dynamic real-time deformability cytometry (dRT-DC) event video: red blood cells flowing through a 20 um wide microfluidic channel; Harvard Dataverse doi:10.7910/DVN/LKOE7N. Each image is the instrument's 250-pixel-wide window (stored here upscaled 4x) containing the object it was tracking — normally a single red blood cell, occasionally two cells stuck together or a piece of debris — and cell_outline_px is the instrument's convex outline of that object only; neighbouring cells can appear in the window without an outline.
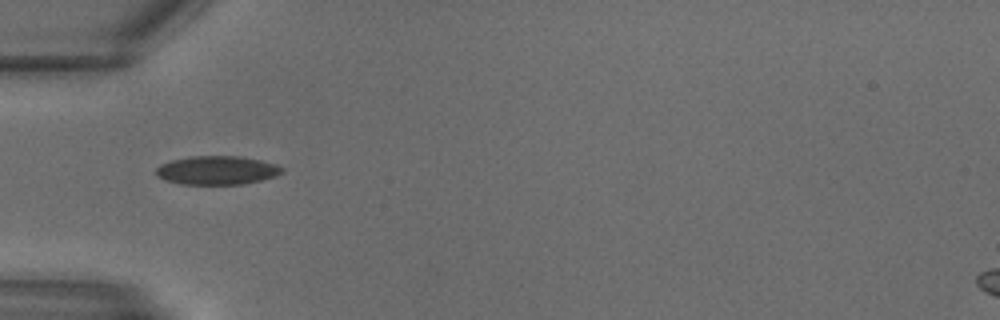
{"species": "common noctule bat (a hibernating species)", "species_latin": "Nyctalus noctula", "temperature_condition": "warm", "stored_images_in_passage": 12, "camera_frame_rate_fps": 3000, "um_per_image_px": 0.085, "animal": {"sex": "male", "body_mass_g": 18.8}, "frame": {"image": 1, "passage_image": 7, "time_ms": 2.0, "image_size_px": [1000, 320], "cell_outline_px": [[284, 172], [276, 176], [244, 184], [180, 184], [164, 180], [156, 176], [156, 168], [160, 164], [172, 160], [188, 156], [240, 156], [260, 160], [276, 164], [284, 168]], "centroid_in_image_um": [18.43, 14.47], "position_along_channel_um": 66.6, "area_um2": 21.21}}
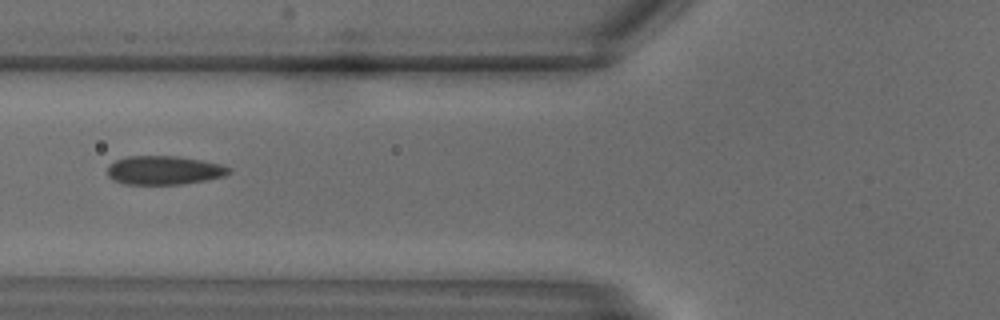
{"frame": {"image": 2, "passage_image": 9, "time_ms": 2.667, "image_size_px": [1000, 320], "cell_outline_px": [[232, 172], [224, 176], [184, 184], [124, 184], [112, 180], [108, 176], [108, 164], [124, 156], [176, 156], [200, 160], [220, 164], [232, 168]], "centroid_in_image_um": [13.92, 14.47], "position_along_channel_um": 111.9, "area_um2": 20.46}}
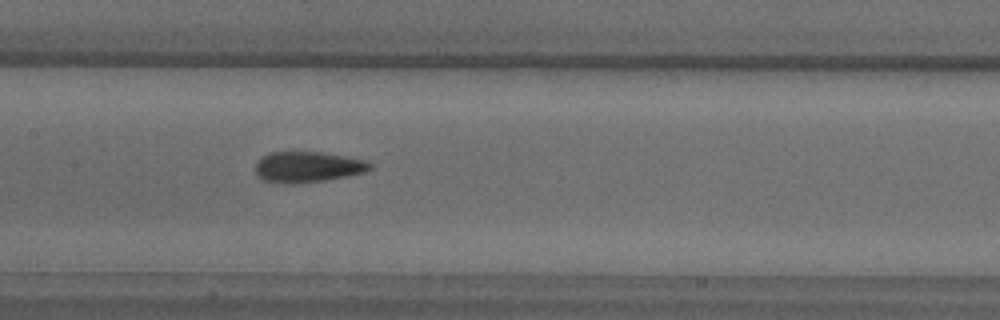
{"frame": {"image": 3, "passage_image": 12, "time_ms": 3.667, "image_size_px": [1000, 320], "cell_outline_px": [[372, 168], [368, 172], [348, 176], [324, 180], [292, 184], [288, 184], [264, 180], [256, 172], [256, 160], [268, 152], [324, 152], [368, 160], [372, 164]], "centroid_in_image_um": [26.2, 14.18], "position_along_channel_um": 181.2, "area_um2": 20.75}}